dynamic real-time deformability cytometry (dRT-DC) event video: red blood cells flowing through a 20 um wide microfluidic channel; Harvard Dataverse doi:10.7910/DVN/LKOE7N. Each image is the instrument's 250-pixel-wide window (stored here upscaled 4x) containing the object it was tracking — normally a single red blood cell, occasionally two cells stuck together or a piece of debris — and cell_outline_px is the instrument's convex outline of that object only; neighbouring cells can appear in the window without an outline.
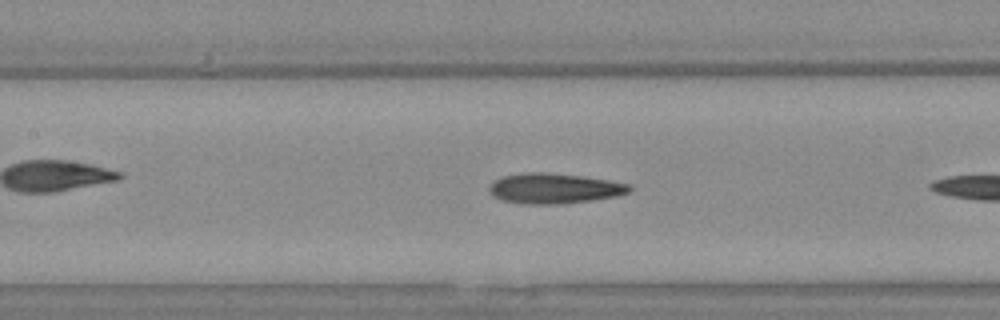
{"species": "Egyptian fruit bat (a non-hibernating species)", "species_latin": "Rousettus aegyptiacus", "temperature_condition": "warm", "stored_images_in_passage": 24, "camera_frame_rate_fps": 3000, "um_per_image_px": 0.085, "animal": {"sex": "female"}, "frame": {"image": 1, "passage_image": 8, "time_ms": 2.333, "image_size_px": [1000, 320], "cell_outline_px": [[632, 188], [628, 192], [616, 196], [592, 200], [560, 204], [528, 204], [504, 200], [492, 196], [488, 188], [496, 180], [504, 176], [524, 172], [544, 172], [584, 176], [608, 180], [628, 184]], "centroid_in_image_um": [47.11, 16.01], "position_along_channel_um": 160.3, "area_um2": 24.51}}
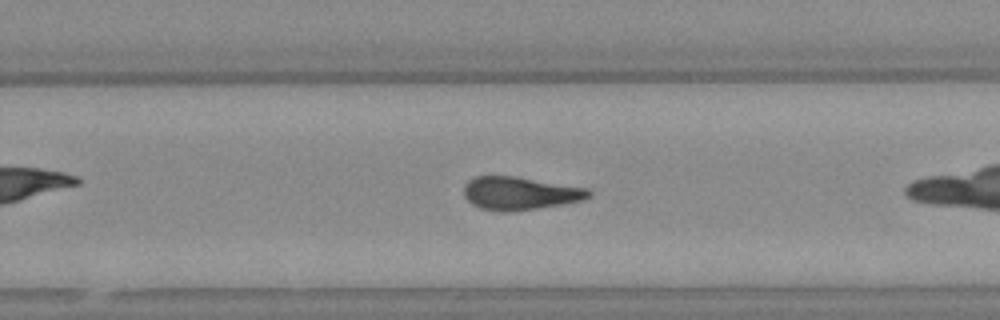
{"frame": {"image": 2, "passage_image": 17, "time_ms": 5.333, "image_size_px": [1000, 320], "cell_outline_px": [[592, 192], [588, 196], [580, 200], [560, 204], [512, 212], [500, 212], [480, 208], [472, 204], [464, 196], [464, 188], [468, 180], [476, 176], [516, 176], [584, 188]], "centroid_in_image_um": [44.11, 16.43], "position_along_channel_um": 285.7, "area_um2": 23.7}}